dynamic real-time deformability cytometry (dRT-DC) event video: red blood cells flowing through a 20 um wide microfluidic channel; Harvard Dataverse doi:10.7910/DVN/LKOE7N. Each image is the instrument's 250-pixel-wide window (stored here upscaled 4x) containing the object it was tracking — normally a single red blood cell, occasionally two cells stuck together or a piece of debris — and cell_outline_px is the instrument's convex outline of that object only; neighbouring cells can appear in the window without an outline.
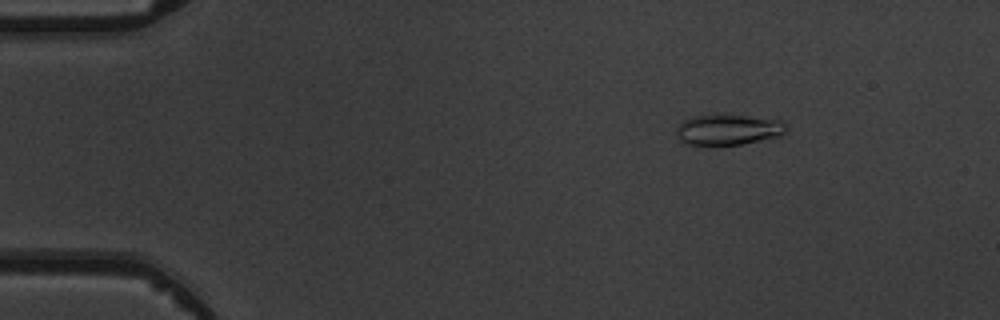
{"species": "common noctule bat (a hibernating species)", "species_latin": "Nyctalus noctula", "temperature_condition": "warm", "stored_images_in_passage": 6, "segment_of_instrument_passage": [2, 2], "camera_frame_rate_fps": 3000, "um_per_image_px": 0.085, "animal": {"sex": "male", "body_mass_g": 19.5, "forearm_length_mm": 54.6}, "frame": {"image": 1, "passage_image": 6, "time_ms": 6.0, "image_size_px": [1000, 320], "cell_outline_px": [[788, 132], [780, 136], [740, 144], [688, 144], [680, 140], [676, 132], [676, 128], [684, 120], [692, 116], [724, 112], [780, 120], [788, 124]], "centroid_in_image_um": [61.95, 10.96], "position_along_channel_um": 23.1, "area_um2": 20.11}}